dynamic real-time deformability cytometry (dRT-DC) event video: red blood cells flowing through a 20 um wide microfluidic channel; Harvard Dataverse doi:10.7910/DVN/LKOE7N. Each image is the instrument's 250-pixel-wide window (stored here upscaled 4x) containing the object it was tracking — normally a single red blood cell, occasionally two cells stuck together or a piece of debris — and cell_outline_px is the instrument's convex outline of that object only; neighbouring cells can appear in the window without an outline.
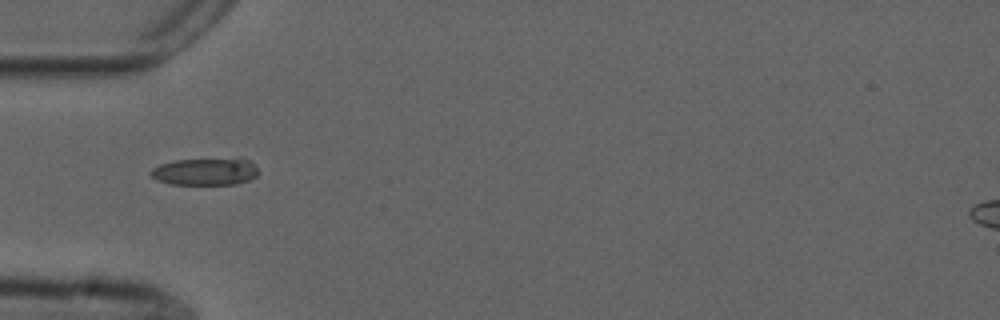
{"species": "common noctule bat (a hibernating species)", "species_latin": "Nyctalus noctula", "temperature_condition": "cold", "stored_images_in_passage": 38, "camera_frame_rate_fps": 3000, "um_per_image_px": 0.085, "animal": {"sex": "male", "forearm_length_mm": 52.5}, "frame": {"image": 1, "passage_image": 1, "time_ms": 0.0, "image_size_px": [1000, 320], "cell_outline_px": [[260, 172], [256, 176], [248, 180], [236, 184], [168, 184], [156, 180], [148, 172], [152, 168], [160, 164], [176, 160], [236, 156], [240, 156], [248, 160]], "centroid_in_image_um": [17.46, 14.55], "position_along_channel_um": 67.5, "area_um2": 17.69}}
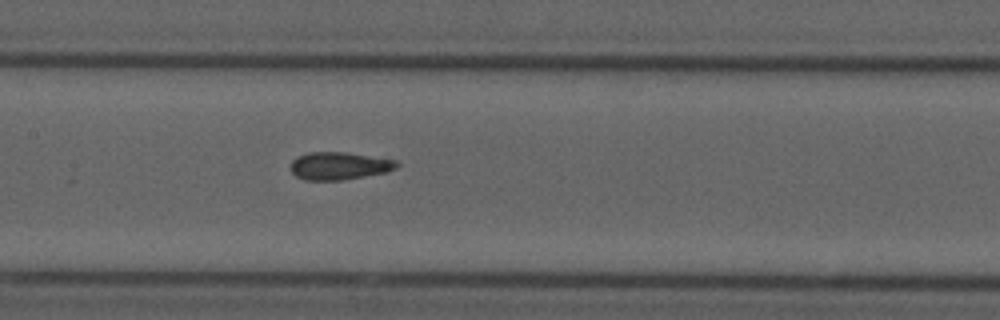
{"frame": {"image": 2, "passage_image": 10, "time_ms": 3.0, "image_size_px": [1000, 320], "cell_outline_px": [[400, 164], [396, 168], [388, 172], [340, 180], [304, 180], [296, 176], [292, 172], [292, 160], [296, 156], [308, 152], [348, 152], [396, 160]], "centroid_in_image_um": [28.84, 14.09], "position_along_channel_um": 178.6, "area_um2": 17.17}}
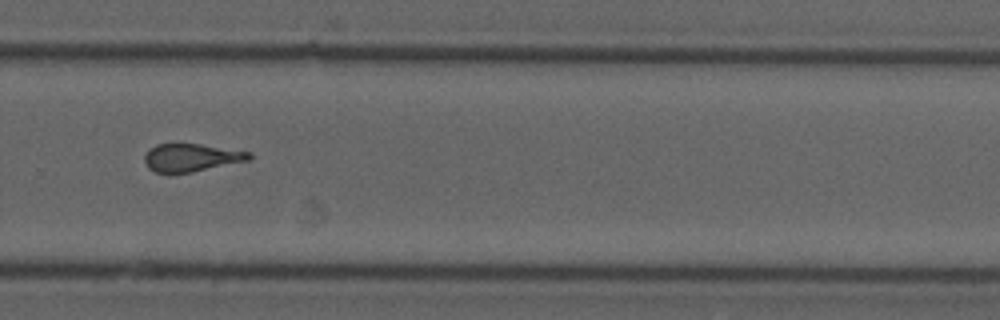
{"frame": {"image": 3, "passage_image": 21, "time_ms": 6.667, "image_size_px": [1000, 320], "cell_outline_px": [[252, 160], [192, 172], [156, 172], [148, 168], [144, 160], [144, 156], [156, 144], [200, 144], [252, 152]], "centroid_in_image_um": [16.33, 13.39], "position_along_channel_um": 313.5, "area_um2": 16.88}, "authors_computed_cell_mechanics": {"area_um2": 17.5712, "velocity_mm_per_s": 3.7014, "shape_relaxation_time_tau1_ms": null, "shape_relaxation_time_tau2_ms": 2.8659, "deformation_change_tau1": null, "deformation_change_tau2": 0.1309}}